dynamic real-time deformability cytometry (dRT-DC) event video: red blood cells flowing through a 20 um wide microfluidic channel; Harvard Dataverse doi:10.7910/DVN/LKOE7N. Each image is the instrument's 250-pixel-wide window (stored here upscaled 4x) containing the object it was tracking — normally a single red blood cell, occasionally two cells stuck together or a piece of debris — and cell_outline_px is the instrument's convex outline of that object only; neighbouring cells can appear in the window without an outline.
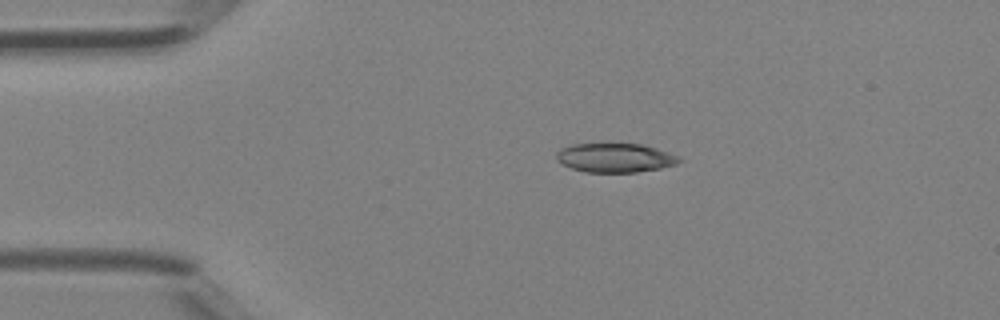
{"species": "Egyptian fruit bat (a non-hibernating species)", "species_latin": "Rousettus aegyptiacus", "temperature_condition": "room temperature", "stored_images_in_passage": 40, "camera_frame_rate_fps": 3000, "um_per_image_px": 0.085, "animal": {"sex": "female"}, "frame": {"image": 1, "passage_image": 7, "time_ms": 2.0, "image_size_px": [1000, 320], "cell_outline_px": [[680, 160], [676, 164], [660, 168], [636, 172], [584, 172], [572, 168], [556, 160], [556, 152], [560, 148], [572, 144], [644, 144], [656, 148], [676, 156]], "centroid_in_image_um": [52.23, 13.41], "position_along_channel_um": 32.8, "area_um2": 20.58}}
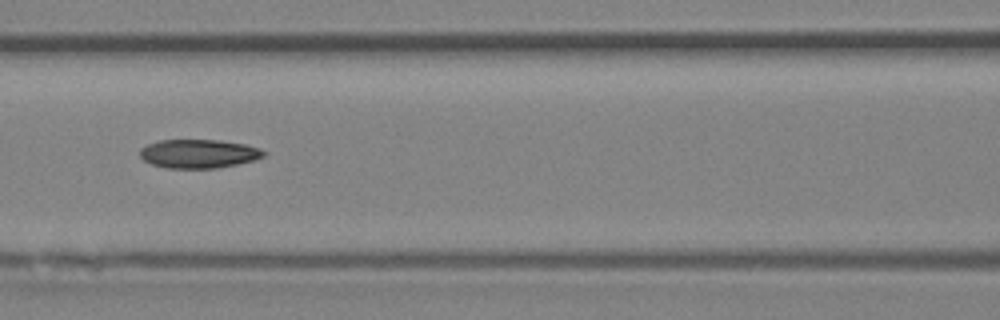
{"frame": {"image": 2, "passage_image": 17, "time_ms": 5.333, "image_size_px": [1000, 320], "cell_outline_px": [[268, 152], [264, 156], [256, 160], [216, 168], [164, 168], [152, 164], [144, 160], [140, 156], [140, 148], [148, 144], [160, 140], [220, 140], [244, 144], [260, 148]], "centroid_in_image_um": [16.91, 13.06], "position_along_channel_um": 149.7, "area_um2": 20.81}}
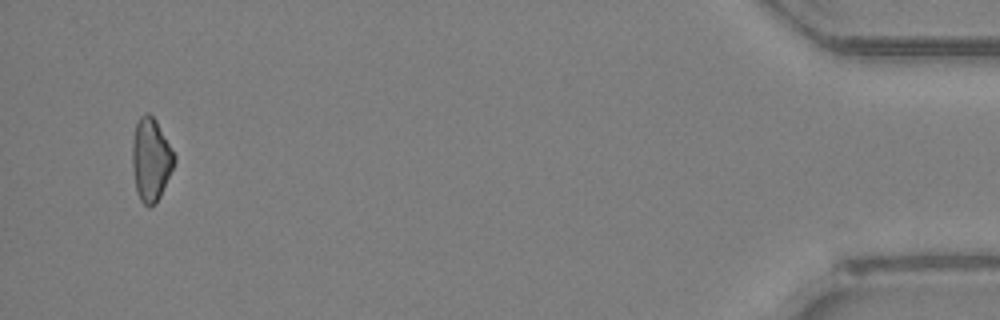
{"frame": {"image": 3, "passage_image": 39, "time_ms": 12.667, "image_size_px": [1000, 320], "cell_outline_px": [[176, 160], [160, 196], [156, 204], [148, 208], [140, 200], [136, 188], [132, 168], [132, 140], [136, 124], [140, 116], [144, 112], [148, 112], [156, 120], [176, 156]], "centroid_in_image_um": [12.82, 13.56], "position_along_channel_um": 422.4, "area_um2": 20.35}}